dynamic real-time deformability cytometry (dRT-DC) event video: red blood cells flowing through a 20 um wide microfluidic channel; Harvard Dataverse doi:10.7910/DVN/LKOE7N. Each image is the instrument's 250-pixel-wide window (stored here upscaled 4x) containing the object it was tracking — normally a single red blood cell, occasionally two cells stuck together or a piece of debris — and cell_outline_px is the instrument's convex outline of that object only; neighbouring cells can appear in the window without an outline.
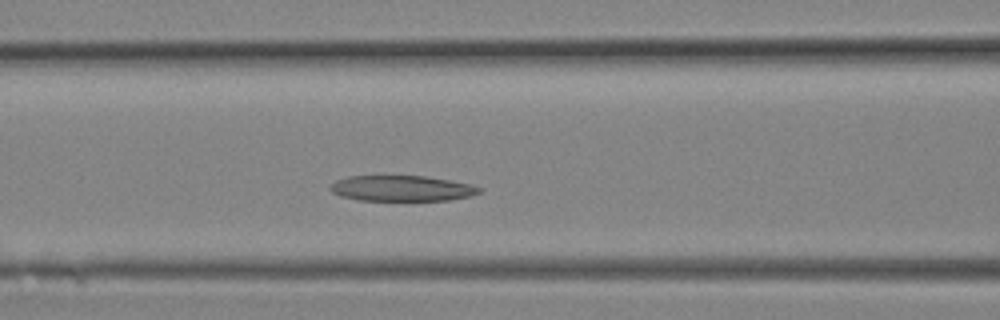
{"species": "Egyptian fruit bat (a non-hibernating species)", "species_latin": "Rousettus aegyptiacus", "temperature_condition": "room temperature", "stored_images_in_passage": 7, "camera_frame_rate_fps": 3000, "um_per_image_px": 0.085, "animal": {"sex": "female"}, "frame": {"image": 1, "passage_image": 7, "time_ms": 2.0, "image_size_px": [1000, 320], "cell_outline_px": [[484, 188], [480, 192], [472, 196], [452, 200], [360, 200], [340, 196], [332, 192], [328, 188], [336, 180], [348, 176], [428, 176], [472, 184]], "centroid_in_image_um": [34.2, 16.01], "position_along_channel_um": 132.4, "area_um2": 22.43}}